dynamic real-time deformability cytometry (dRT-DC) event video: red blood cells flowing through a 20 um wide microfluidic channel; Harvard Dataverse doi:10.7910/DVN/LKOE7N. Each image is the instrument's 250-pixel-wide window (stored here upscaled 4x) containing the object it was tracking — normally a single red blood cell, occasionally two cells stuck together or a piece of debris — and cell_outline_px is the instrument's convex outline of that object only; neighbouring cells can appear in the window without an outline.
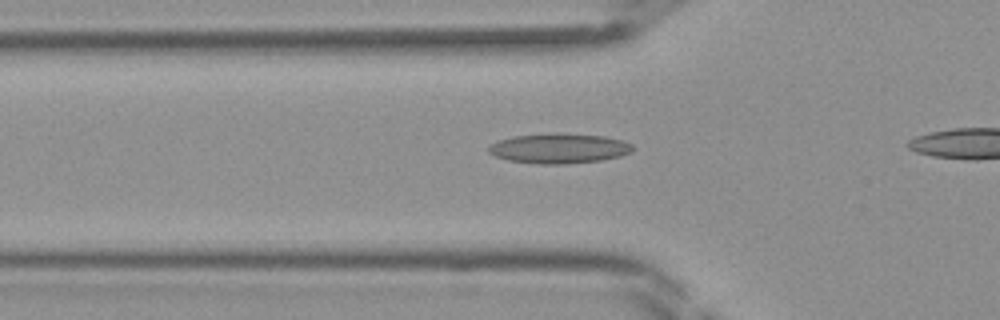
{"species": "Egyptian fruit bat (a non-hibernating species)", "species_latin": "Rousettus aegyptiacus", "temperature_condition": "room temperature", "stored_images_in_passage": 28, "camera_frame_rate_fps": 3000, "um_per_image_px": 0.085, "frame": {"image": 1, "passage_image": 7, "time_ms": 2.0, "image_size_px": [1000, 320], "cell_outline_px": [[632, 152], [620, 156], [600, 160], [568, 164], [540, 164], [508, 160], [496, 156], [488, 152], [488, 144], [512, 136], [556, 132], [604, 136], [624, 140], [632, 144]], "centroid_in_image_um": [47.51, 12.6], "position_along_channel_um": 78.3, "area_um2": 25.37}}
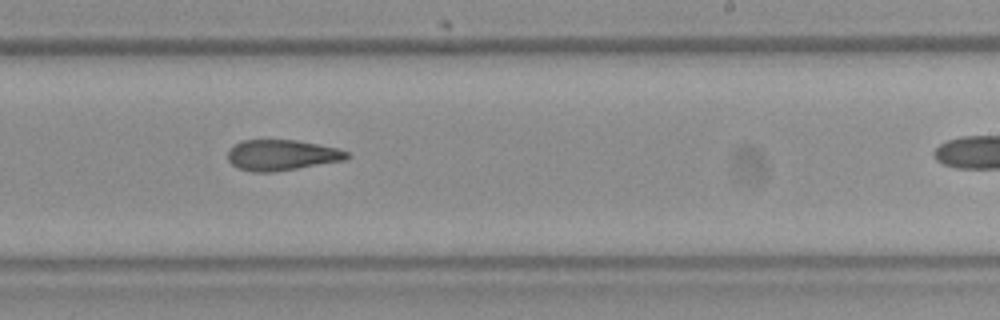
{"frame": {"image": 2, "passage_image": 19, "time_ms": 6.0, "image_size_px": [1000, 320], "cell_outline_px": [[352, 156], [348, 160], [272, 172], [252, 172], [236, 168], [228, 160], [228, 148], [232, 144], [240, 140], [296, 140], [336, 148], [348, 152]], "centroid_in_image_um": [23.92, 13.18], "position_along_channel_um": 265.1, "area_um2": 21.56}}
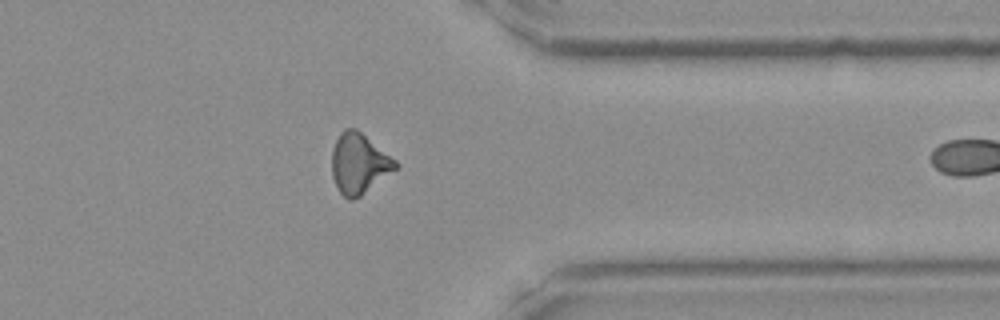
{"frame": {"image": 3, "passage_image": 27, "time_ms": 8.667, "image_size_px": [1000, 320], "cell_outline_px": [[400, 168], [360, 196], [352, 200], [348, 200], [340, 192], [332, 176], [332, 148], [340, 132], [344, 128], [356, 128], [396, 160], [400, 164]], "centroid_in_image_um": [30.54, 13.9], "position_along_channel_um": 380.9, "area_um2": 22.54}}